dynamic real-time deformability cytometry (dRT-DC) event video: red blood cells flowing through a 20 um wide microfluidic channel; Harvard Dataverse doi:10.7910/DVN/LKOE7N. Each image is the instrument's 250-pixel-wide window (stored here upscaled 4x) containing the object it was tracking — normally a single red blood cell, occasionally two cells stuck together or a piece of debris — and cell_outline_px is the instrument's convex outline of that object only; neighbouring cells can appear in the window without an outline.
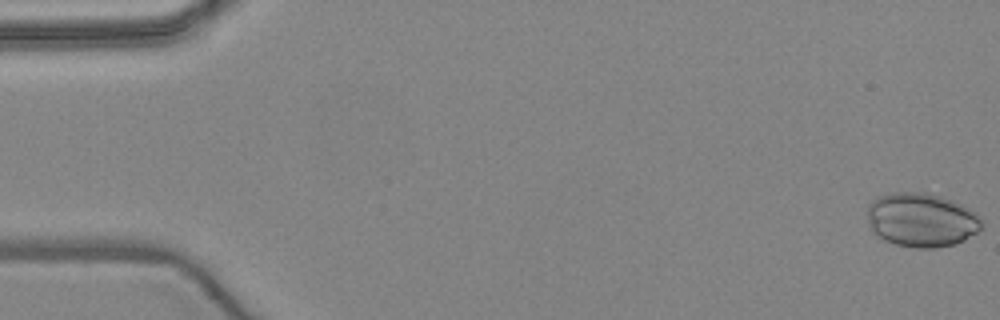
{"species": "common noctule bat (a hibernating species)", "species_latin": "Nyctalus noctula", "temperature_condition": "warm", "stored_images_in_passage": 5, "camera_frame_rate_fps": 3000, "um_per_image_px": 0.085, "animal": {"sex": "female", "body_mass_g": 24.6, "forearm_length_mm": 56.2}, "frame": {"image": 1, "passage_image": 1, "time_ms": 0.0, "image_size_px": [1000, 320], "cell_outline_px": [[984, 224], [976, 232], [964, 240], [956, 244], [936, 248], [916, 248], [896, 244], [884, 240], [872, 232], [868, 228], [868, 204], [872, 200], [880, 196], [892, 192], [924, 192], [940, 196], [952, 200], [976, 212], [984, 220]], "centroid_in_image_um": [78.32, 18.7], "position_along_channel_um": 6.7, "area_um2": 36.36}}